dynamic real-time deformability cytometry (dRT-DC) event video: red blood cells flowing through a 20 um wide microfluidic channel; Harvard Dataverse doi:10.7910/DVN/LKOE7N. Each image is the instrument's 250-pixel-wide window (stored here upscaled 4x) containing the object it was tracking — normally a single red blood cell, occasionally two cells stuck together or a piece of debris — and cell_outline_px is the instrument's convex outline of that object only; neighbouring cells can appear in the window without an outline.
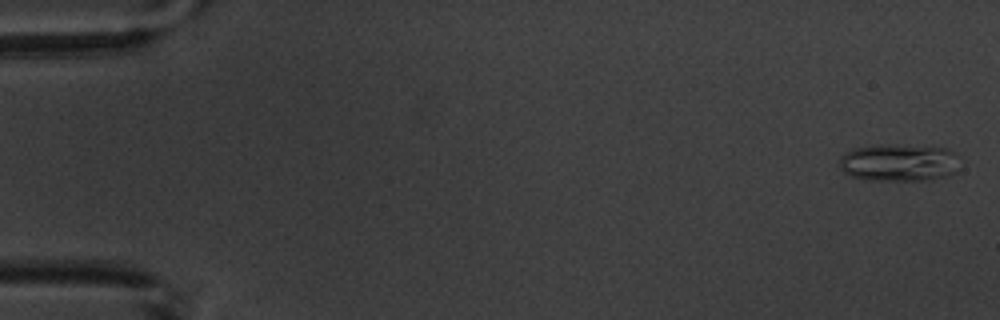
{"species": "common noctule bat (a hibernating species)", "species_latin": "Nyctalus noctula", "temperature_condition": "warm", "stored_images_in_passage": 8, "camera_frame_rate_fps": 3000, "um_per_image_px": 0.085, "animal": {"sex": "male", "body_mass_g": 20.1, "forearm_length_mm": 53.5}, "frame": {"image": 1, "passage_image": 1, "time_ms": 0.0, "image_size_px": [1000, 320], "cell_outline_px": [[960, 156], [956, 172], [948, 176], [928, 180], [868, 180], [852, 176], [844, 172], [840, 168], [840, 156], [844, 152], [852, 148], [880, 144], [944, 148]], "centroid_in_image_um": [76.4, 13.82], "position_along_channel_um": 8.6, "area_um2": 26.36}}
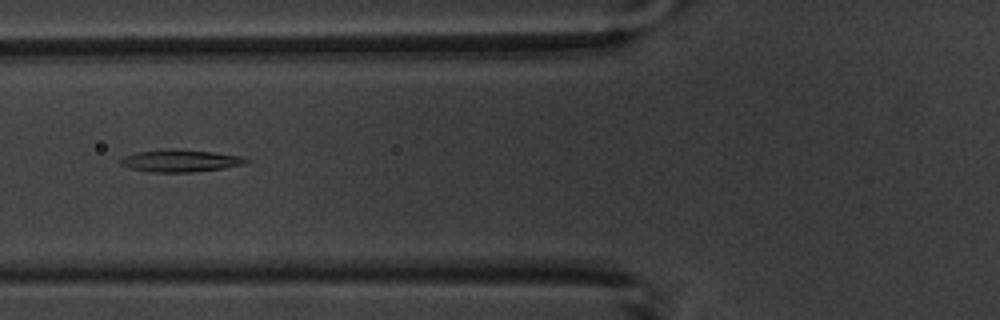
{"frame": {"image": 2, "passage_image": 6, "time_ms": 6.667, "image_size_px": [1000, 320], "cell_outline_px": [[248, 160], [244, 164], [224, 168], [192, 172], [152, 172], [132, 168], [120, 164], [120, 160], [124, 156], [136, 152], [212, 152], [240, 156]], "centroid_in_image_um": [15.35, 13.72], "position_along_channel_um": 110.5, "area_um2": 14.97}}
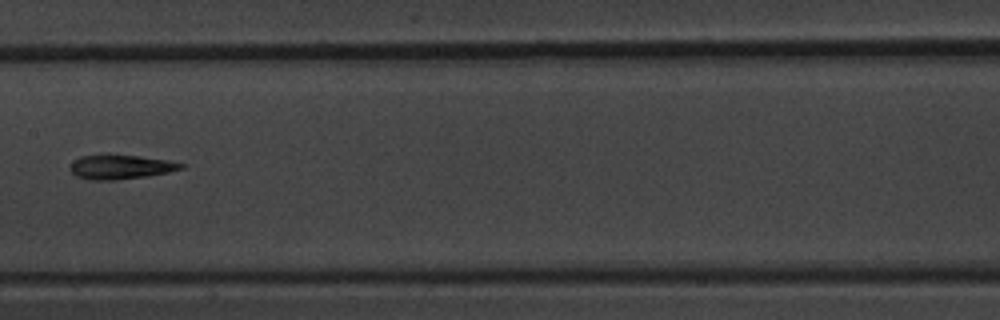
{"frame": {"image": 3, "passage_image": 8, "time_ms": 9.0, "image_size_px": [1000, 320], "cell_outline_px": [[188, 164], [184, 168], [168, 172], [148, 176], [116, 180], [88, 180], [76, 176], [68, 168], [72, 160], [80, 156], [108, 152], [140, 156], [168, 160]], "centroid_in_image_um": [10.21, 14.15], "position_along_channel_um": 197.2, "area_um2": 16.53}}